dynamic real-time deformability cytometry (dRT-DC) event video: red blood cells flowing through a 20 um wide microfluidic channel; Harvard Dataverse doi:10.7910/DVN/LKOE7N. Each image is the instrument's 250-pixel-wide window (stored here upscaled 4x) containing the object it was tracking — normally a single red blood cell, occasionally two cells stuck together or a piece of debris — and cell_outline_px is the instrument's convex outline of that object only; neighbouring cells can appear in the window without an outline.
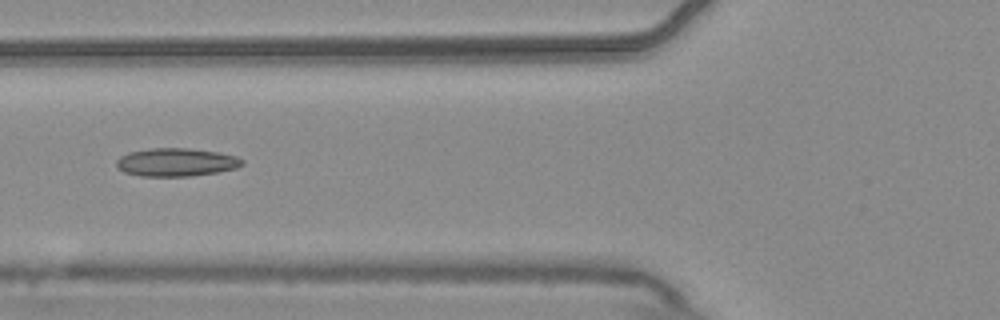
{"species": "common noctule bat (a hibernating species)", "species_latin": "Nyctalus noctula", "temperature_condition": "warm", "stored_images_in_passage": 7, "camera_frame_rate_fps": 3000, "um_per_image_px": 0.085, "animal": {"sex": "male", "body_mass_g": 20.4}, "frame": {"image": 1, "passage_image": 5, "time_ms": 1.333, "image_size_px": [1000, 320], "cell_outline_px": [[244, 164], [236, 168], [216, 172], [192, 176], [140, 176], [124, 172], [116, 168], [116, 160], [120, 156], [128, 152], [148, 148], [188, 148], [216, 152], [236, 156], [244, 160]], "centroid_in_image_um": [14.94, 13.79], "position_along_channel_um": 110.9, "area_um2": 20.75}}
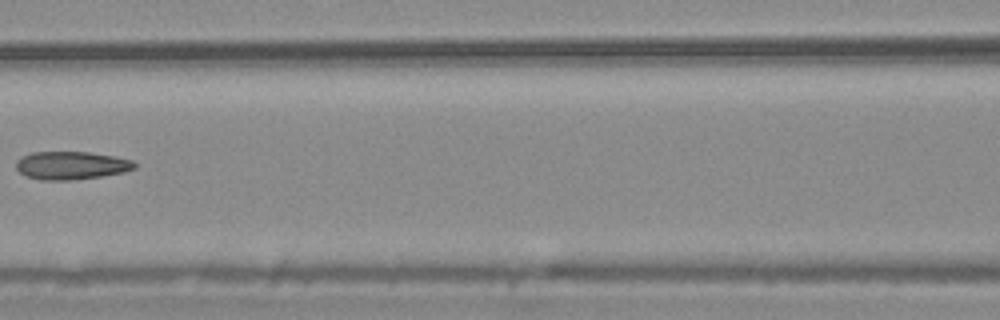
{"frame": {"image": 2, "passage_image": 6, "time_ms": 1.667, "image_size_px": [1000, 320], "cell_outline_px": [[136, 168], [124, 172], [100, 176], [72, 180], [40, 180], [24, 176], [16, 168], [16, 160], [32, 152], [88, 152], [116, 156], [132, 160], [136, 164]], "centroid_in_image_um": [6.05, 14.06], "position_along_channel_um": 160.5, "area_um2": 19.42}}
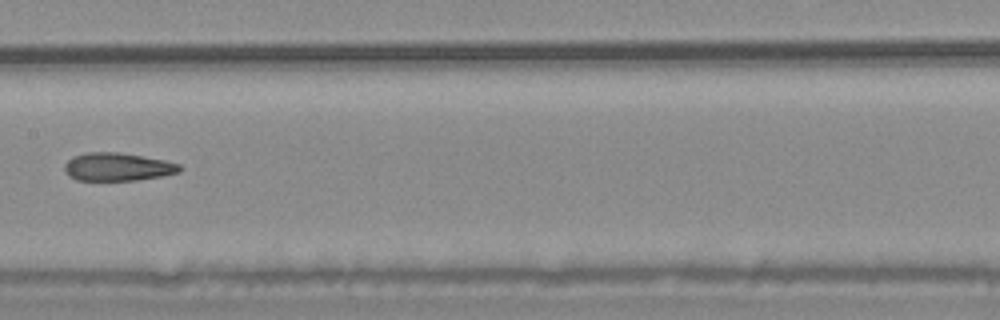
{"frame": {"image": 3, "passage_image": 7, "time_ms": 2.0, "image_size_px": [1000, 320], "cell_outline_px": [[184, 168], [180, 172], [164, 176], [136, 180], [76, 180], [68, 176], [64, 168], [64, 164], [72, 156], [88, 152], [116, 152], [164, 160], [180, 164]], "centroid_in_image_um": [10.0, 14.19], "position_along_channel_um": 197.4, "area_um2": 18.9}}